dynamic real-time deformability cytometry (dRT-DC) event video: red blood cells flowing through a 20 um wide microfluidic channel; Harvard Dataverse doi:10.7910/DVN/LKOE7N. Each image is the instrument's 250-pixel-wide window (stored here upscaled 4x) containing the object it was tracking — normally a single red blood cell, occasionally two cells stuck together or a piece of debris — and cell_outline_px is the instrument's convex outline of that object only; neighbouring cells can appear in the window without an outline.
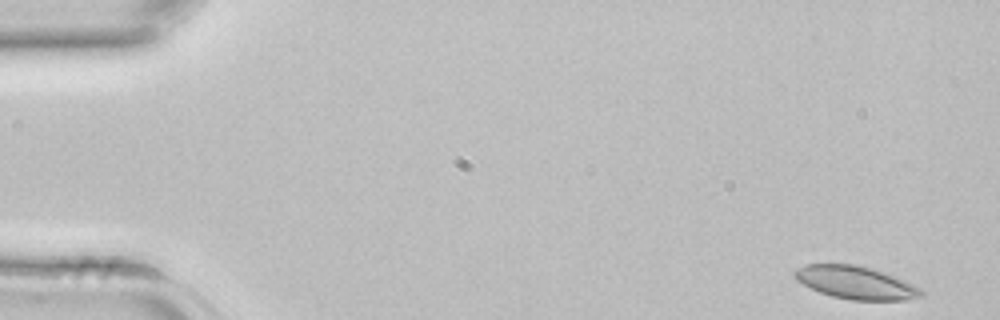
{"species": "common noctule bat (a hibernating species)", "species_latin": "Nyctalus noctula", "temperature_condition": "room temperature", "stored_images_in_passage": 42, "camera_frame_rate_fps": 3000, "um_per_image_px": 0.085, "animal": {"sex": "female", "body_mass_g": 22.7, "forearm_length_mm": 54.2}, "frame": {"image": 1, "passage_image": 1, "time_ms": 0.0, "image_size_px": [1000, 320], "cell_outline_px": [[924, 296], [904, 300], [852, 300], [832, 296], [820, 292], [796, 280], [792, 272], [796, 268], [808, 264], [856, 264], [872, 268], [896, 276], [920, 288], [924, 292]], "centroid_in_image_um": [72.75, 24.01], "position_along_channel_um": 12.3, "area_um2": 24.28}}
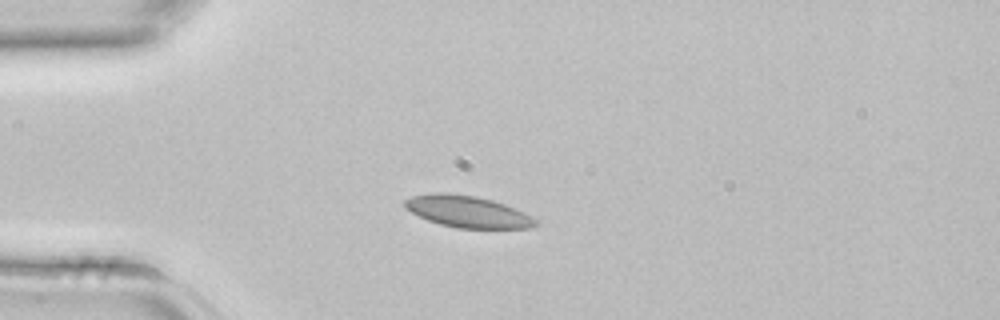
{"frame": {"image": 2, "passage_image": 10, "time_ms": 3.0, "image_size_px": [1000, 320], "cell_outline_px": [[540, 224], [532, 228], [456, 228], [440, 224], [428, 220], [404, 208], [404, 200], [412, 196], [432, 192], [444, 192], [476, 196], [492, 200], [516, 208], [532, 216]], "centroid_in_image_um": [39.76, 17.98], "position_along_channel_um": 45.2, "area_um2": 24.28}}
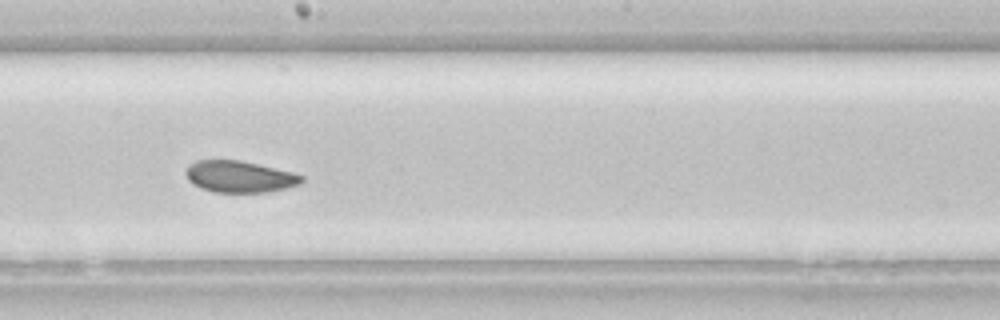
{"frame": {"image": 3, "passage_image": 23, "time_ms": 7.333, "image_size_px": [1000, 320], "cell_outline_px": [[304, 180], [300, 184], [268, 192], [212, 192], [200, 188], [192, 184], [188, 180], [184, 172], [196, 160], [240, 160], [292, 172], [304, 176]], "centroid_in_image_um": [20.35, 15.02], "position_along_channel_um": 227.9, "area_um2": 21.27}}